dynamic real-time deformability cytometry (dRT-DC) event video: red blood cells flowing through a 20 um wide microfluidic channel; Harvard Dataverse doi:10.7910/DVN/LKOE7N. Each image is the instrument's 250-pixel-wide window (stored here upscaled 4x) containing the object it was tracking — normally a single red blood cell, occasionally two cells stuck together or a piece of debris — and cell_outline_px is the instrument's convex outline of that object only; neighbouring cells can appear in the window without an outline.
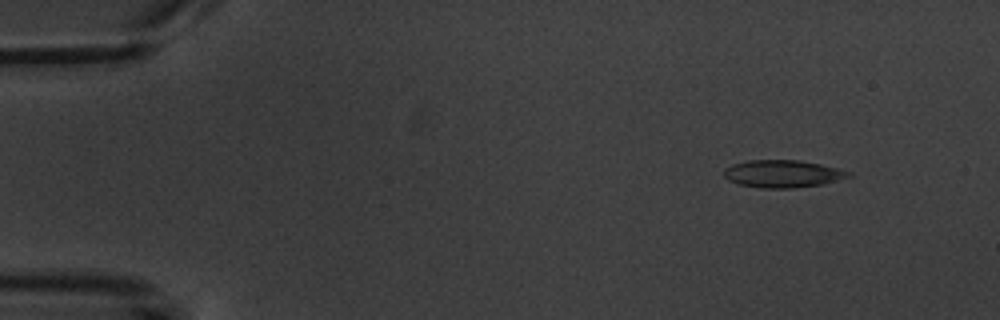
{"species": "common noctule bat (a hibernating species)", "species_latin": "Nyctalus noctula", "temperature_condition": "warm", "stored_images_in_passage": 5, "camera_frame_rate_fps": 3000, "um_per_image_px": 0.085, "animal": {"sex": "male", "body_mass_g": 20.1, "forearm_length_mm": 53.5}, "frame": {"image": 1, "passage_image": 2, "time_ms": 1.333, "image_size_px": [1000, 320], "cell_outline_px": [[852, 176], [824, 184], [792, 188], [760, 188], [740, 184], [728, 180], [724, 176], [724, 168], [732, 164], [748, 160], [800, 160], [840, 168], [852, 172]], "centroid_in_image_um": [66.55, 14.77], "position_along_channel_um": 18.4, "area_um2": 20.11}}
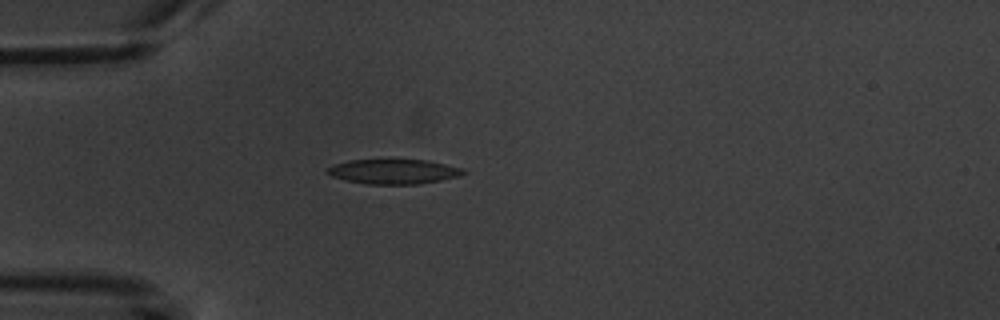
{"frame": {"image": 2, "passage_image": 5, "time_ms": 4.667, "image_size_px": [1000, 320], "cell_outline_px": [[468, 172], [456, 176], [440, 180], [416, 184], [368, 184], [344, 180], [332, 176], [324, 172], [328, 168], [336, 164], [348, 160], [428, 160], [460, 168]], "centroid_in_image_um": [33.4, 14.58], "position_along_channel_um": 51.6, "area_um2": 19.31}}